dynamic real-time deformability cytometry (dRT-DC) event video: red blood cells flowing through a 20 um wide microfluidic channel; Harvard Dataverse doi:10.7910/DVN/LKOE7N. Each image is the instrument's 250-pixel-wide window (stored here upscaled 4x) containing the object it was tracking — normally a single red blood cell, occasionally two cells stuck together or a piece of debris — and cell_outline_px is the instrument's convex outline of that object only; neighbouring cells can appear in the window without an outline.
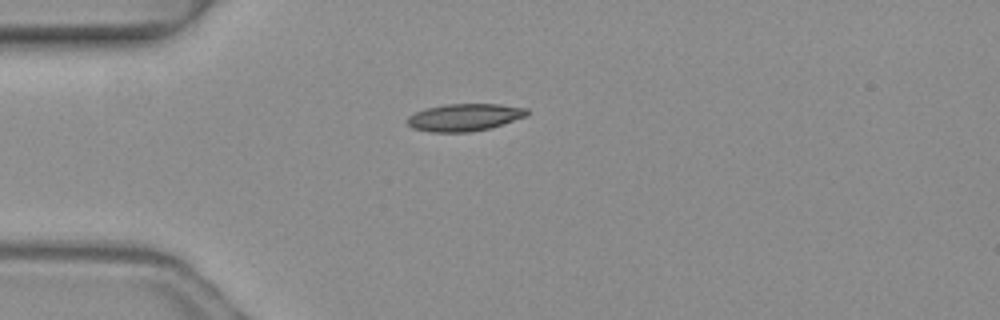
{"species": "common noctule bat (a hibernating species)", "species_latin": "Nyctalus noctula", "temperature_condition": "warm", "stored_images_in_passage": 1, "camera_frame_rate_fps": 3000, "um_per_image_px": 0.085, "animal": {"sex": "female", "body_mass_g": 19.3, "forearm_length_mm": 54.1}, "frame": {"image": 1, "passage_image": 1, "time_ms": 0.0, "image_size_px": [1000, 320], "cell_outline_px": [[528, 112], [524, 116], [504, 124], [492, 128], [468, 132], [432, 132], [412, 128], [408, 124], [408, 116], [424, 108], [448, 104], [500, 104], [528, 108]], "centroid_in_image_um": [39.48, 9.97], "position_along_channel_um": 45.5, "area_um2": 19.02}}